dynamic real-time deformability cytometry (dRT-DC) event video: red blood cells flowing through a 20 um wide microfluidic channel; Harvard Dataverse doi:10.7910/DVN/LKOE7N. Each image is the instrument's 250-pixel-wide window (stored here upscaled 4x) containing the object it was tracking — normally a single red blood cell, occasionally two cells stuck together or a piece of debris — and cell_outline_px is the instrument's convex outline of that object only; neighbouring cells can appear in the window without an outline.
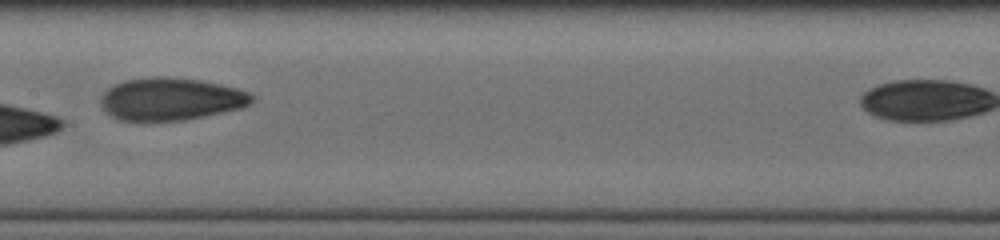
{"species": "human", "species_latin": "Homo sapiens", "temperature_condition": "cold", "stored_images_in_passage": 27, "camera_frame_rate_fps": 3000, "um_per_image_px": 0.085, "donor": {"sex": "male"}, "frame": {"image": 1, "passage_image": 16, "time_ms": 8.0, "image_size_px": [1000, 240], "cell_outline_px": [[256, 96], [252, 104], [240, 108], [188, 120], [144, 124], [120, 120], [112, 116], [100, 104], [100, 96], [108, 88], [124, 80], [152, 76], [164, 76], [200, 80], [220, 84], [236, 88], [248, 92]], "centroid_in_image_um": [14.5, 8.45], "position_along_channel_um": 192.9, "area_um2": 38.49}}